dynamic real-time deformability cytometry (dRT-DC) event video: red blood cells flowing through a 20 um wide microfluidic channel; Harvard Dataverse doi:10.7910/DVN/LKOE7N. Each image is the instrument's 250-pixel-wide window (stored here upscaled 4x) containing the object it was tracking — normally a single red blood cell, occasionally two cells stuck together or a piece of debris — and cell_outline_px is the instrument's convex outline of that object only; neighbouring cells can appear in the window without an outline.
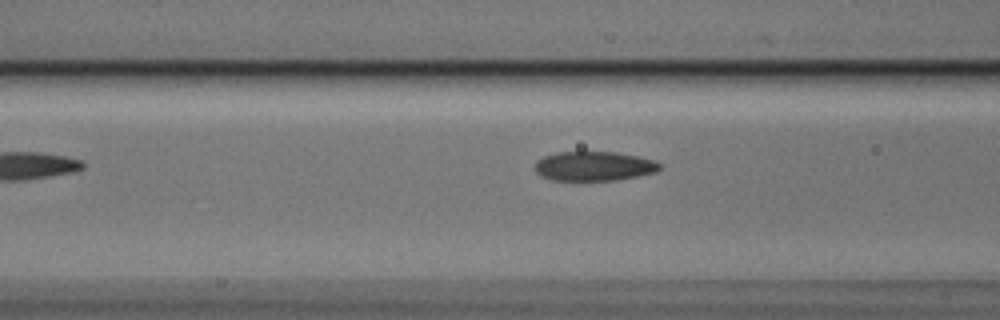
{"species": "Egyptian fruit bat (a non-hibernating species)", "species_latin": "Rousettus aegyptiacus", "temperature_condition": "cold", "stored_images_in_passage": 6, "camera_frame_rate_fps": 3000, "um_per_image_px": 0.085, "animal": {"sex": "male"}, "frame": {"image": 1, "passage_image": 6, "time_ms": 1.667, "image_size_px": [1000, 320], "cell_outline_px": [[660, 168], [656, 172], [616, 180], [552, 180], [540, 176], [536, 172], [536, 160], [544, 156], [556, 152], [616, 152], [656, 160], [660, 164]], "centroid_in_image_um": [50.47, 14.12], "position_along_channel_um": 116.1, "area_um2": 21.33}}